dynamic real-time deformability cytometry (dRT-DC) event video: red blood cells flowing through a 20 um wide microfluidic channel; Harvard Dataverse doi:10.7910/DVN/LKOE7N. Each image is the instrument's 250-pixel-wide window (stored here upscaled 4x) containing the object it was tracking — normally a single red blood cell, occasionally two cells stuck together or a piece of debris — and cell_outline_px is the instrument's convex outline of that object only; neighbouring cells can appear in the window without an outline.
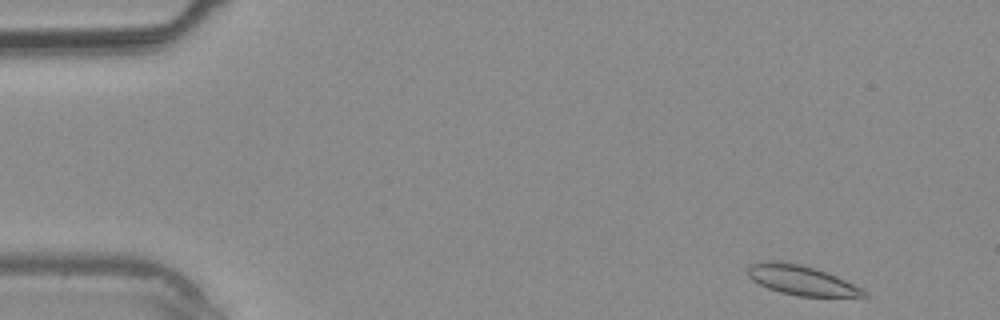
{"species": "common noctule bat (a hibernating species)", "species_latin": "Nyctalus noctula", "temperature_condition": "warm", "stored_images_in_passage": 36, "camera_frame_rate_fps": 3000, "um_per_image_px": 0.085, "animal": {"sex": "male", "body_mass_g": 20.4}, "frame": {"image": 1, "passage_image": 1, "time_ms": 0.0, "image_size_px": [1000, 320], "cell_outline_px": [[872, 296], [796, 296], [780, 292], [768, 288], [752, 280], [748, 276], [748, 264], [756, 260], [784, 260], [816, 268], [836, 276], [864, 288]], "centroid_in_image_um": [68.09, 23.78], "position_along_channel_um": 16.9, "area_um2": 20.52}}
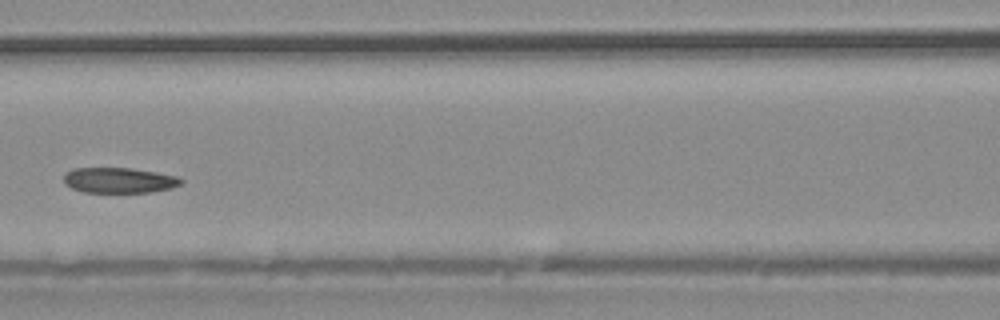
{"frame": {"image": 2, "passage_image": 15, "time_ms": 4.667, "image_size_px": [1000, 320], "cell_outline_px": [[184, 180], [180, 184], [172, 188], [152, 192], [84, 192], [72, 188], [64, 184], [64, 172], [72, 168], [132, 168], [156, 172], [176, 176]], "centroid_in_image_um": [10.1, 15.32], "position_along_channel_um": 156.5, "area_um2": 17.46}}
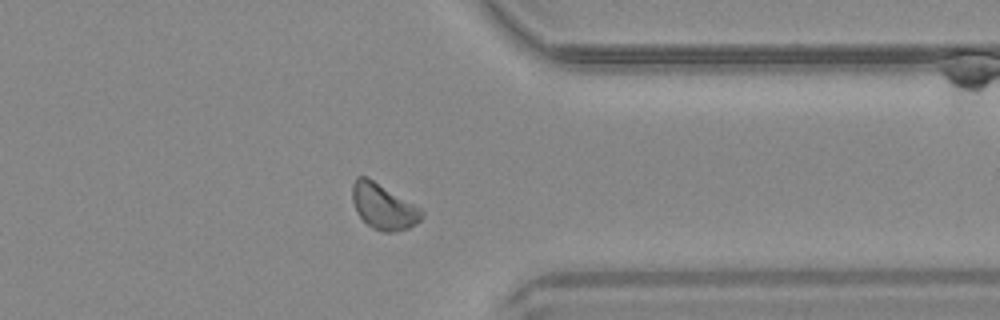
{"frame": {"image": 3, "passage_image": 28, "time_ms": 9.0, "image_size_px": [1000, 320], "cell_outline_px": [[424, 216], [416, 224], [408, 228], [392, 232], [384, 232], [372, 228], [356, 212], [352, 200], [352, 184], [356, 176], [368, 176], [424, 208]], "centroid_in_image_um": [32.63, 17.52], "position_along_channel_um": 378.8, "area_um2": 18.96}}